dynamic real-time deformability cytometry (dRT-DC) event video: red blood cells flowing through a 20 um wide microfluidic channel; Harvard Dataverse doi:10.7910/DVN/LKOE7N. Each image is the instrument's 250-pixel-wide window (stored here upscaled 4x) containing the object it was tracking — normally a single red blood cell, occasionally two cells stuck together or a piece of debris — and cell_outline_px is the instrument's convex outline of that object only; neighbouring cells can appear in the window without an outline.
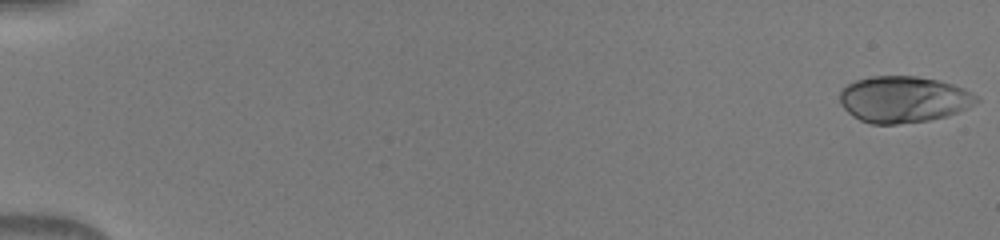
{"species": "human", "species_latin": "Homo sapiens", "temperature_condition": "warm", "stored_images_in_passage": 51, "camera_frame_rate_fps": 3000, "um_per_image_px": 0.085, "donor": {"sex": "male"}, "frame": {"image": 1, "passage_image": 1, "time_ms": 0.0, "image_size_px": [1000, 240], "cell_outline_px": [[980, 100], [976, 104], [968, 108], [948, 116], [928, 120], [896, 124], [872, 124], [860, 120], [852, 116], [840, 104], [840, 92], [848, 84], [856, 80], [872, 76], [916, 76], [940, 80], [964, 88], [976, 96]], "centroid_in_image_um": [76.81, 8.44], "position_along_channel_um": 8.2, "area_um2": 37.05}}
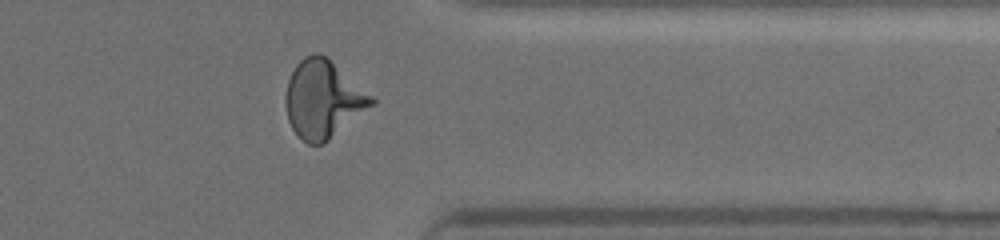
{"frame": {"image": 2, "passage_image": 42, "time_ms": 13.667, "image_size_px": [1000, 240], "cell_outline_px": [[376, 104], [324, 144], [308, 144], [300, 140], [292, 128], [288, 120], [284, 100], [288, 80], [296, 64], [304, 56], [312, 52], [320, 52], [372, 96], [376, 100]], "centroid_in_image_um": [27.44, 8.46], "position_along_channel_um": 384.0, "area_um2": 38.96}}
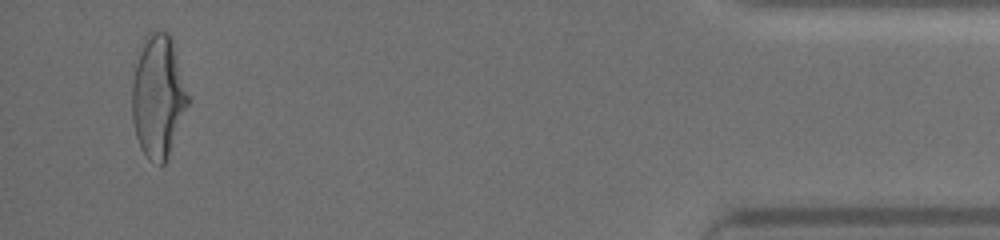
{"frame": {"image": 3, "passage_image": 49, "time_ms": 16.0, "image_size_px": [1000, 240], "cell_outline_px": [[192, 100], [168, 156], [164, 164], [160, 164], [148, 160], [140, 148], [136, 136], [132, 120], [132, 84], [136, 48], [144, 36], [148, 32], [168, 32], [172, 36], [192, 96]], "centroid_in_image_um": [13.47, 8.11], "position_along_channel_um": 421.7, "area_um2": 41.85}}